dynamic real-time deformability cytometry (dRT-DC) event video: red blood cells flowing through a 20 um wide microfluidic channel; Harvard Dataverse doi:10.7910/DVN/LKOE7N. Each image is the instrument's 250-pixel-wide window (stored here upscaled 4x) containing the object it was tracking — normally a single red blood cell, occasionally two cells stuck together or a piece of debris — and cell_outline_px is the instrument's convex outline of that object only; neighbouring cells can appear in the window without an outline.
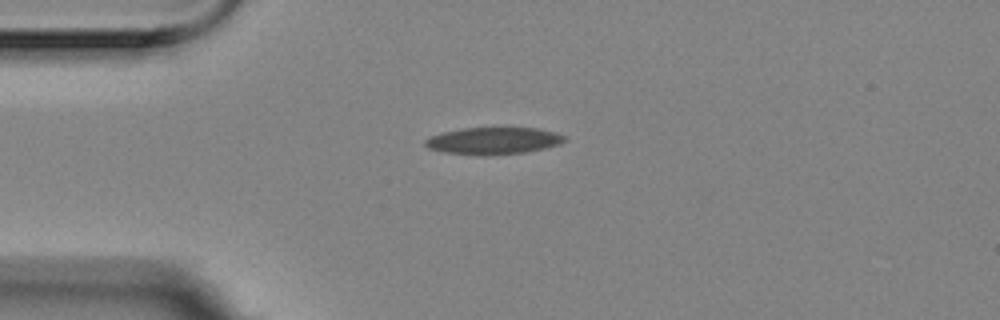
{"species": "Egyptian fruit bat (a non-hibernating species)", "species_latin": "Rousettus aegyptiacus", "temperature_condition": "room temperature", "stored_images_in_passage": 5, "camera_frame_rate_fps": 3000, "um_per_image_px": 0.085, "animal": {"sex": "female"}, "frame": {"image": 1, "passage_image": 1, "time_ms": 0.0, "image_size_px": [1000, 320], "cell_outline_px": [[568, 140], [560, 144], [544, 148], [524, 152], [484, 156], [480, 156], [444, 152], [428, 148], [424, 144], [424, 140], [428, 136], [460, 128], [540, 128], [556, 132], [564, 136]], "centroid_in_image_um": [41.92, 11.97], "position_along_channel_um": 43.1, "area_um2": 22.14}}
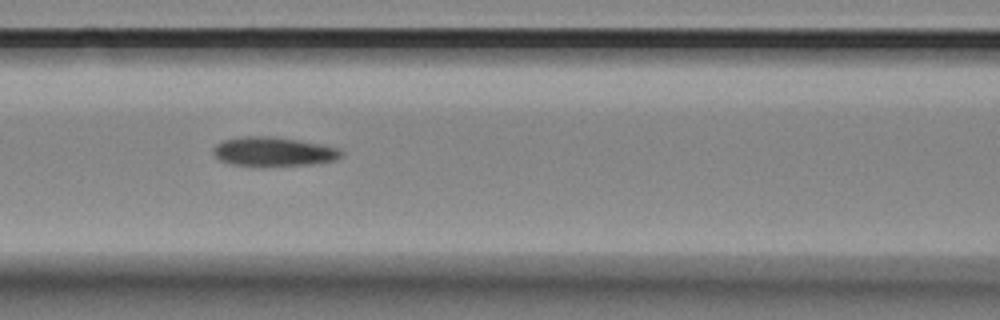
{"frame": {"image": 2, "passage_image": 4, "time_ms": 1.0, "image_size_px": [1000, 320], "cell_outline_px": [[344, 156], [336, 160], [312, 164], [260, 168], [232, 164], [220, 160], [212, 152], [212, 148], [216, 144], [224, 140], [240, 136], [268, 136], [296, 140], [320, 144], [336, 148], [344, 152]], "centroid_in_image_um": [23.22, 12.92], "position_along_channel_um": 143.4, "area_um2": 22.25}}
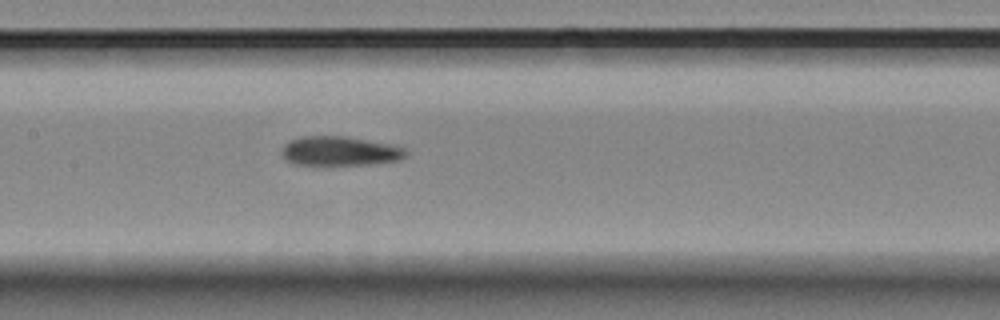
{"frame": {"image": 3, "passage_image": 5, "time_ms": 1.333, "image_size_px": [1000, 320], "cell_outline_px": [[408, 152], [404, 156], [396, 160], [368, 164], [292, 164], [284, 160], [280, 152], [284, 144], [300, 136], [344, 136], [388, 144], [404, 148]], "centroid_in_image_um": [28.79, 12.83], "position_along_channel_um": 178.6, "area_um2": 20.87}}